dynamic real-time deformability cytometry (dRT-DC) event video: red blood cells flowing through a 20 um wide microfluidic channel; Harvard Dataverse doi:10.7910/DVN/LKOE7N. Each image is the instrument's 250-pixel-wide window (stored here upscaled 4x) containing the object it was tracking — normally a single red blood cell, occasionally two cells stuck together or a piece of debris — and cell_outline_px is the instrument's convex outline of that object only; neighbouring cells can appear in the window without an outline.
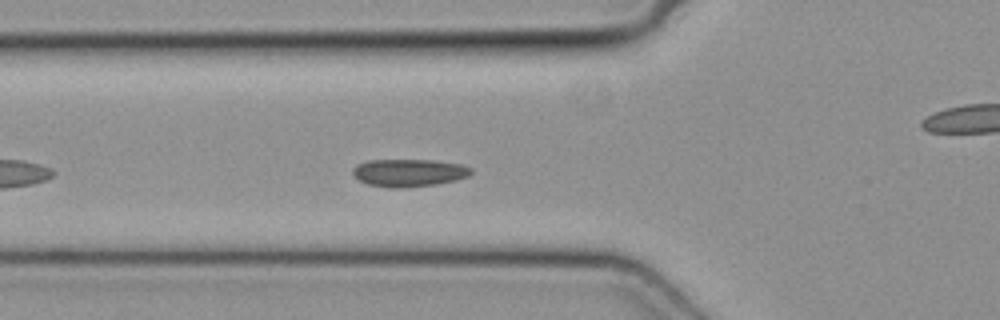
{"species": "common noctule bat (a hibernating species)", "species_latin": "Nyctalus noctula", "temperature_condition": "cold", "stored_images_in_passage": 35, "camera_frame_rate_fps": 3000, "um_per_image_px": 0.085, "animal": {"sex": "female", "body_mass_g": 19.3, "forearm_length_mm": 54.1}, "frame": {"image": 1, "passage_image": 2, "time_ms": 0.333, "image_size_px": [1000, 320], "cell_outline_px": [[472, 172], [468, 176], [456, 180], [436, 184], [400, 188], [388, 188], [368, 184], [360, 180], [352, 172], [352, 168], [356, 164], [368, 160], [432, 160], [464, 164], [472, 168]], "centroid_in_image_um": [34.77, 14.68], "position_along_channel_um": 91.0, "area_um2": 19.13}}
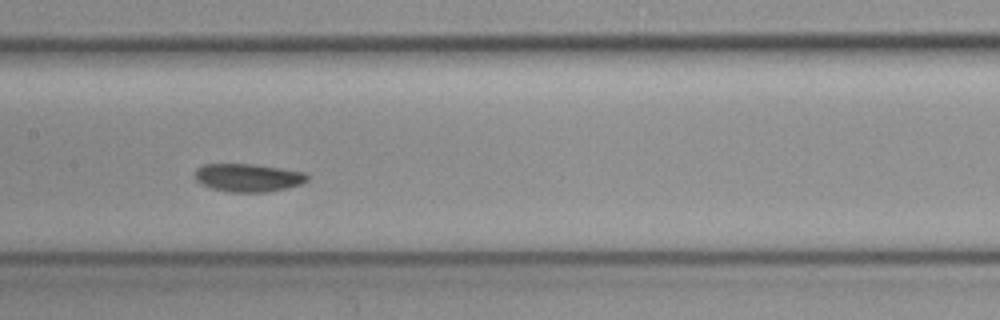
{"frame": {"image": 2, "passage_image": 9, "time_ms": 2.667, "image_size_px": [1000, 320], "cell_outline_px": [[308, 180], [300, 184], [288, 188], [268, 192], [228, 192], [212, 188], [200, 184], [192, 176], [196, 168], [204, 164], [252, 164], [280, 168], [304, 172], [308, 176]], "centroid_in_image_um": [21.04, 15.1], "position_along_channel_um": 186.4, "area_um2": 18.55}}
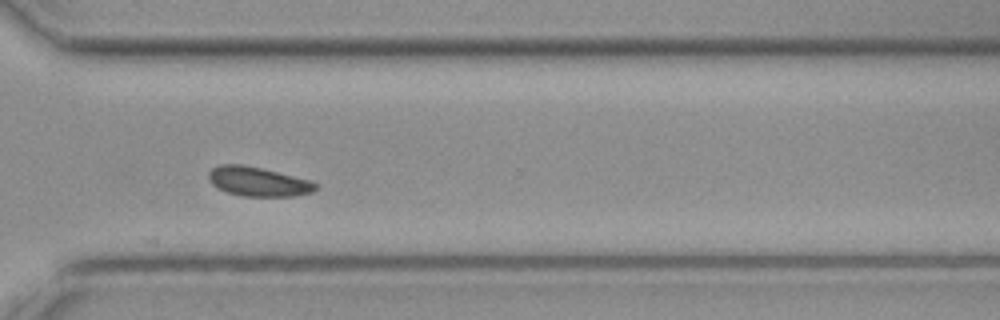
{"frame": {"image": 3, "passage_image": 21, "time_ms": 6.667, "image_size_px": [1000, 320], "cell_outline_px": [[320, 184], [312, 192], [296, 196], [244, 196], [228, 192], [216, 188], [208, 180], [208, 172], [212, 168], [220, 164], [244, 164], [312, 180]], "centroid_in_image_um": [21.95, 15.43], "position_along_channel_um": 348.7, "area_um2": 18.5}}